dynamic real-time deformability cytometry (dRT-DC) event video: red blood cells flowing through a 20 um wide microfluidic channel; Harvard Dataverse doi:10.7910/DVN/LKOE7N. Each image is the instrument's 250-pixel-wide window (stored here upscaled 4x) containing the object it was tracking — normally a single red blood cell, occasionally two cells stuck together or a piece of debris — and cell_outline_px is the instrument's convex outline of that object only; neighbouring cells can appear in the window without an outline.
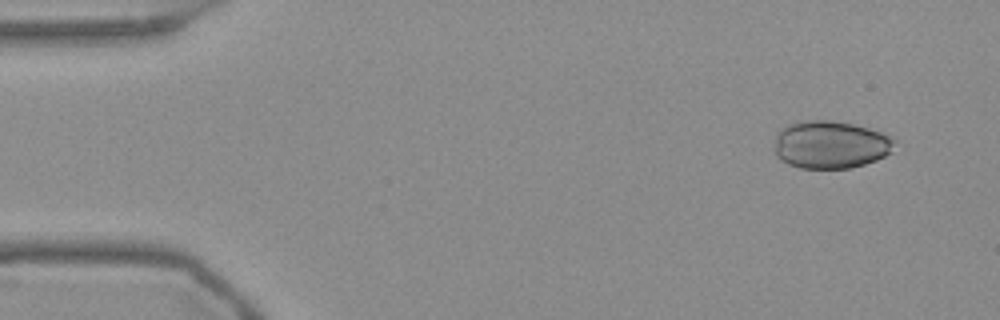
{"species": "Egyptian fruit bat (a non-hibernating species)", "species_latin": "Rousettus aegyptiacus", "temperature_condition": "warm", "stored_images_in_passage": 51, "camera_frame_rate_fps": 3000, "um_per_image_px": 0.085, "frame": {"image": 1, "passage_image": 1, "time_ms": 0.0, "image_size_px": [1000, 320], "cell_outline_px": [[896, 140], [892, 152], [876, 160], [864, 164], [848, 168], [800, 168], [788, 164], [776, 156], [776, 132], [780, 128], [788, 124], [804, 120], [832, 120], [852, 124], [868, 128], [892, 136]], "centroid_in_image_um": [70.6, 12.28], "position_along_channel_um": 14.4, "area_um2": 33.52}}
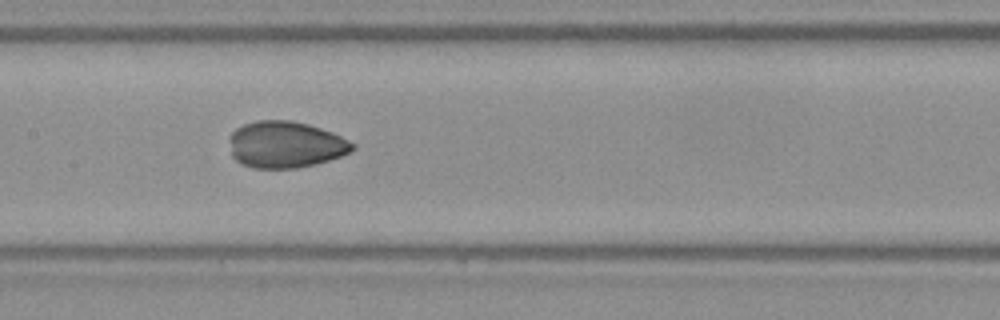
{"frame": {"image": 2, "passage_image": 23, "time_ms": 7.333, "image_size_px": [1000, 320], "cell_outline_px": [[356, 148], [340, 156], [316, 164], [296, 168], [252, 168], [236, 160], [232, 156], [228, 140], [228, 136], [236, 128], [244, 124], [256, 120], [292, 120], [308, 124], [332, 132], [356, 144]], "centroid_in_image_um": [24.24, 12.28], "position_along_channel_um": 183.2, "area_um2": 33.58}}
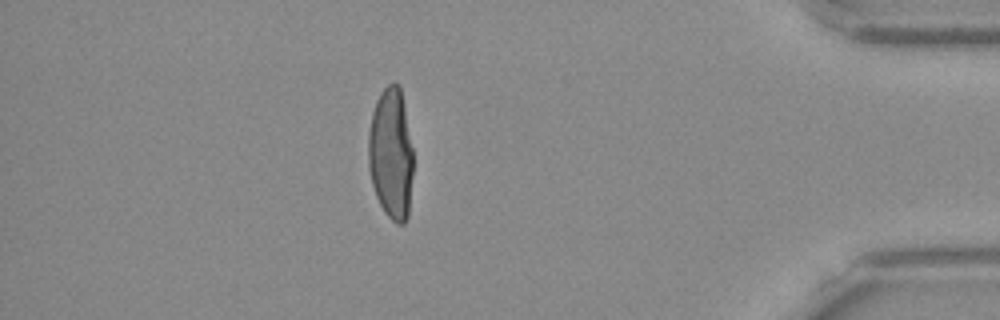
{"frame": {"image": 3, "passage_image": 44, "time_ms": 14.333, "image_size_px": [1000, 320], "cell_outline_px": [[412, 176], [408, 216], [404, 224], [396, 224], [384, 212], [376, 196], [372, 184], [368, 168], [368, 132], [372, 112], [376, 100], [380, 92], [388, 84], [396, 80], [400, 88], [412, 148]], "centroid_in_image_um": [33.21, 13.08], "position_along_channel_um": 402.0, "area_um2": 34.39}}